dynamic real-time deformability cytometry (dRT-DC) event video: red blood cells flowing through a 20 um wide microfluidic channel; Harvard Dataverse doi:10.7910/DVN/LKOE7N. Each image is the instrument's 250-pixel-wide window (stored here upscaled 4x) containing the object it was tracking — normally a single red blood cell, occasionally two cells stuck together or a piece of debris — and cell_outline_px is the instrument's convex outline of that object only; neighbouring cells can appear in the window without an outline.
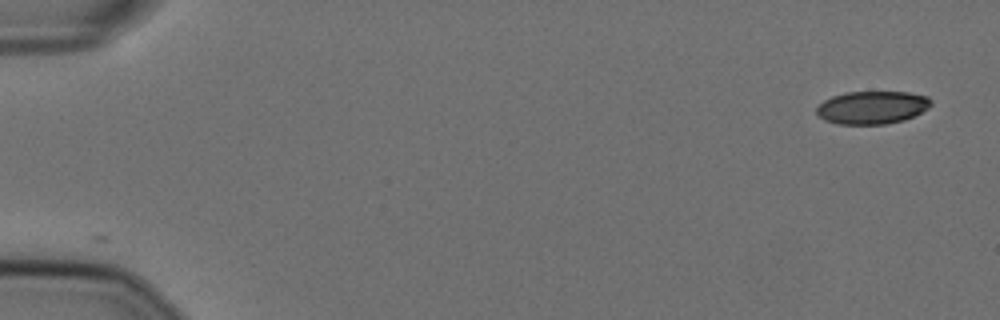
{"species": "Egyptian fruit bat (a non-hibernating species)", "species_latin": "Rousettus aegyptiacus", "temperature_condition": "cold", "stored_images_in_passage": 55, "camera_frame_rate_fps": 3000, "um_per_image_px": 0.085, "animal": {"sex": "female"}, "frame": {"image": 1, "passage_image": 1, "time_ms": 0.0, "image_size_px": [1000, 320], "cell_outline_px": [[932, 104], [928, 108], [904, 120], [884, 124], [836, 124], [824, 120], [816, 116], [816, 108], [824, 100], [832, 96], [844, 92], [908, 92], [928, 96], [932, 100]], "centroid_in_image_um": [74.1, 9.13], "position_along_channel_um": 10.9, "area_um2": 22.08}}
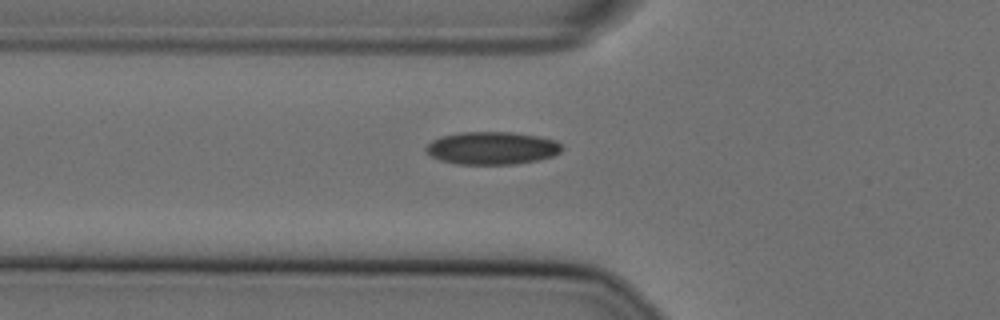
{"frame": {"image": 2, "passage_image": 19, "time_ms": 6.0, "image_size_px": [1000, 320], "cell_outline_px": [[564, 148], [560, 152], [552, 156], [536, 160], [516, 164], [456, 164], [440, 160], [432, 156], [424, 148], [432, 140], [440, 136], [460, 132], [512, 132], [540, 136], [556, 140]], "centroid_in_image_um": [41.83, 12.58], "position_along_channel_um": 84.0, "area_um2": 26.01}}
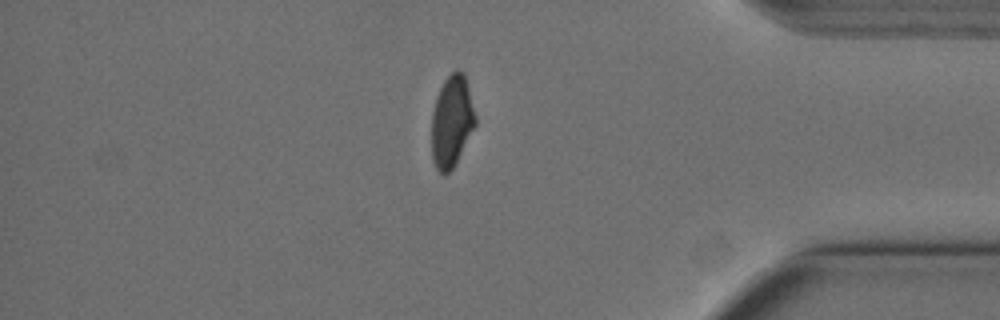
{"frame": {"image": 3, "passage_image": 47, "time_ms": 15.333, "image_size_px": [1000, 320], "cell_outline_px": [[476, 124], [452, 168], [448, 172], [440, 172], [436, 168], [432, 160], [432, 112], [436, 96], [444, 80], [456, 68], [464, 72], [476, 116]], "centroid_in_image_um": [38.39, 10.26], "position_along_channel_um": 396.8, "area_um2": 23.12}, "authors_computed_cell_mechanics": {"area_um2": 24.6806, "velocity_mm_per_s": 3.6161, "shape_relaxation_time_tau1_ms": 9.6155, "shape_relaxation_time_tau2_ms": 2.6296, "deformation_change_tau1": 0.182, "deformation_change_tau2": 0.0598}}